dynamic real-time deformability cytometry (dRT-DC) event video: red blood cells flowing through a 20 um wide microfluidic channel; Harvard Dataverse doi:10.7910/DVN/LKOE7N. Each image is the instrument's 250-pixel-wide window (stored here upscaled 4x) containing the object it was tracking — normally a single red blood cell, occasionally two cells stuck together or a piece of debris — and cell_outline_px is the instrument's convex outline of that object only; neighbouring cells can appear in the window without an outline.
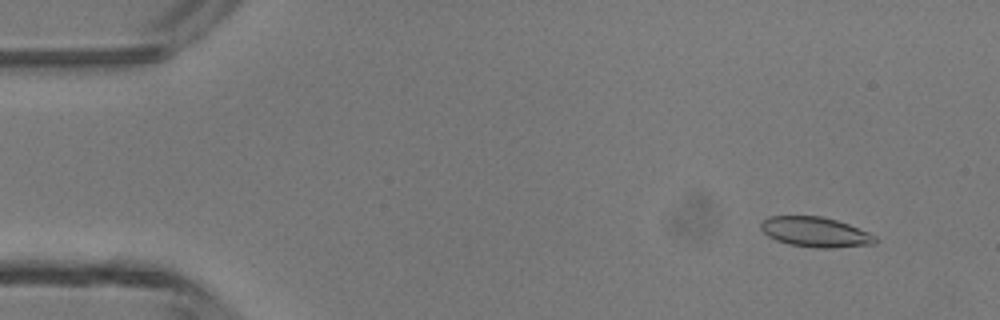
{"species": "common noctule bat (a hibernating species)", "species_latin": "Nyctalus noctula", "temperature_condition": "room temperature", "stored_images_in_passage": 47, "camera_frame_rate_fps": 3000, "um_per_image_px": 0.085, "animal": {"sex": "male", "body_mass_g": 13.3}, "frame": {"image": 1, "passage_image": 4, "time_ms": 1.0, "image_size_px": [1000, 320], "cell_outline_px": [[880, 240], [876, 244], [832, 248], [812, 248], [788, 244], [776, 240], [768, 236], [760, 228], [760, 224], [768, 216], [820, 216], [836, 220], [848, 224], [868, 232], [876, 236]], "centroid_in_image_um": [69.33, 19.74], "position_along_channel_um": 15.7, "area_um2": 20.17}}
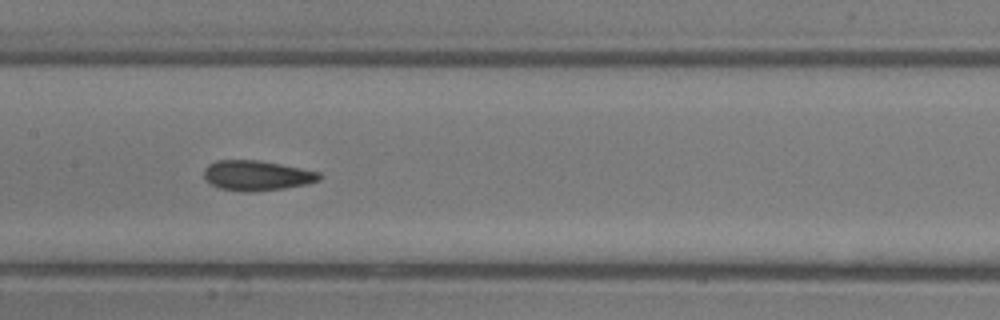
{"frame": {"image": 2, "passage_image": 23, "time_ms": 7.333, "image_size_px": [1000, 320], "cell_outline_px": [[324, 176], [320, 180], [308, 184], [284, 188], [252, 192], [244, 192], [220, 188], [204, 180], [204, 168], [208, 164], [216, 160], [260, 160], [320, 172]], "centroid_in_image_um": [21.83, 14.92], "position_along_channel_um": 185.6, "area_um2": 20.4}}
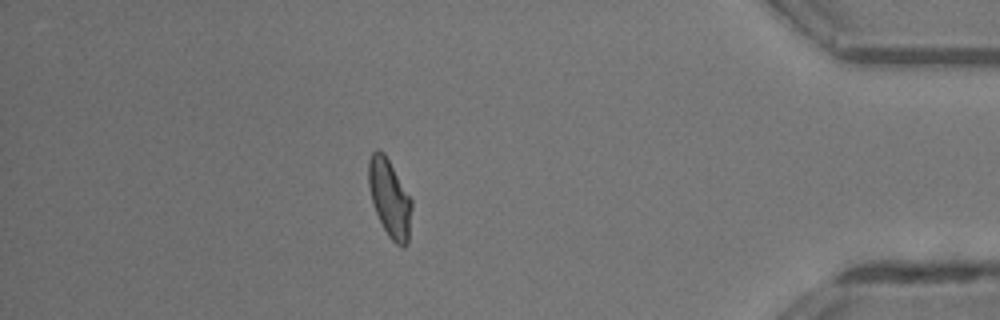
{"frame": {"image": 3, "passage_image": 41, "time_ms": 13.333, "image_size_px": [1000, 320], "cell_outline_px": [[412, 208], [408, 244], [404, 248], [400, 248], [388, 236], [372, 204], [368, 184], [368, 160], [372, 152], [376, 148], [380, 148], [384, 152], [412, 200]], "centroid_in_image_um": [33.11, 16.85], "position_along_channel_um": 402.1, "area_um2": 19.77}, "authors_computed_cell_mechanics": {"area_um2": 20.1144, "velocity_mm_per_s": 4.3566, "shape_relaxation_time_tau1_ms": 7.4147, "shape_relaxation_time_tau2_ms": 1.8097, "deformation_change_tau1": 0.1889, "deformation_change_tau2": 0.0704}}